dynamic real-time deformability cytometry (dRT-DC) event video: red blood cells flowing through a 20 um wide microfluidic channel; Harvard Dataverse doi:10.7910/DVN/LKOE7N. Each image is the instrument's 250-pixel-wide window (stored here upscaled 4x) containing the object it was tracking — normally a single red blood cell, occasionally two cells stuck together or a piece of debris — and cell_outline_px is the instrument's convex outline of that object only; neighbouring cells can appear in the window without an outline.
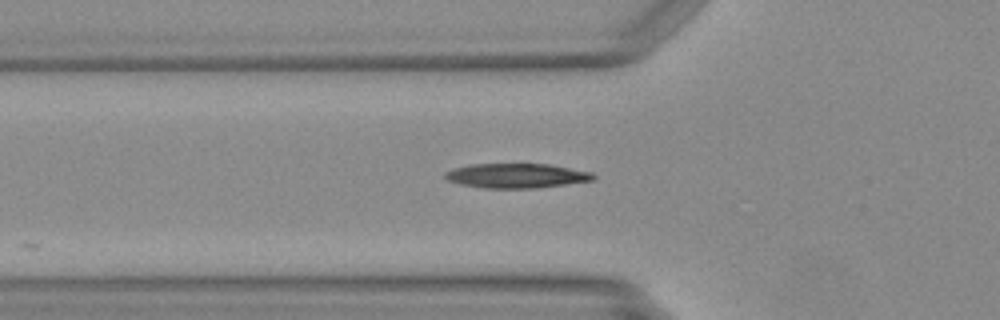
{"species": "Egyptian fruit bat (a non-hibernating species)", "species_latin": "Rousettus aegyptiacus", "temperature_condition": "warm", "stored_images_in_passage": 11, "camera_frame_rate_fps": 3000, "um_per_image_px": 0.085, "animal": {"sex": "female"}, "frame": {"image": 1, "passage_image": 3, "time_ms": 0.667, "image_size_px": [1000, 320], "cell_outline_px": [[596, 176], [592, 180], [536, 188], [484, 188], [460, 184], [448, 180], [444, 176], [444, 172], [456, 168], [472, 164], [548, 164], [592, 172]], "centroid_in_image_um": [43.89, 14.93], "position_along_channel_um": 81.9, "area_um2": 20.98}}